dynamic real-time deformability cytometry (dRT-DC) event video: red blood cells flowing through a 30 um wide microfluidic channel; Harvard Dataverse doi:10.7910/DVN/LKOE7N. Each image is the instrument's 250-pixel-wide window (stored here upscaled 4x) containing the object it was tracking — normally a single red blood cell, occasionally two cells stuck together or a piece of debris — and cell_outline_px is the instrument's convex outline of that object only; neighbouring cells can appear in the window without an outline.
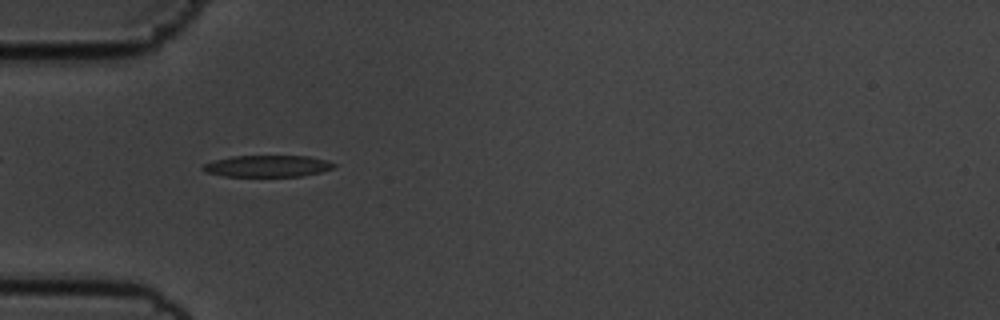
{"species": "common noctule bat (a hibernating species)", "species_latin": "Nyctalus noctula", "temperature_condition": "cold", "stored_images_in_passage": 43, "camera_frame_rate_fps": 3000, "um_per_image_px": 0.085, "animal": {"sex": "male", "body_mass_g": 19.5, "forearm_length_mm": 54.6}, "frame": {"image": 1, "passage_image": 5, "time_ms": 1.333, "image_size_px": [1000, 320], "cell_outline_px": [[336, 164], [332, 168], [320, 172], [304, 176], [224, 176], [204, 172], [200, 168], [204, 164], [216, 160], [232, 156], [308, 156], [328, 160]], "centroid_in_image_um": [22.73, 14.12], "position_along_channel_um": 62.3, "area_um2": 16.47}}
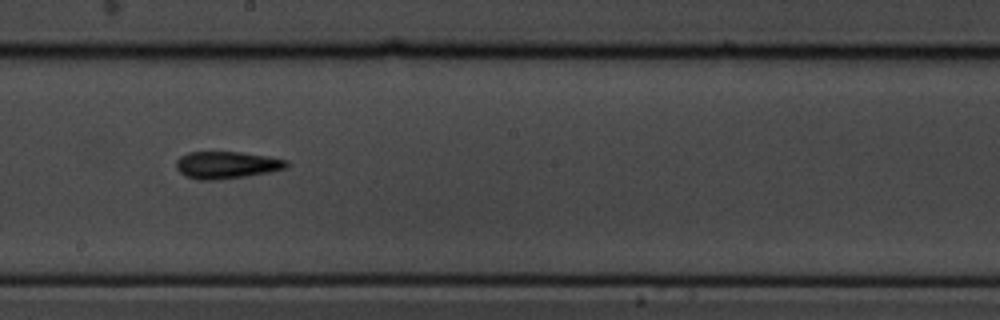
{"frame": {"image": 2, "passage_image": 19, "time_ms": 6.0, "image_size_px": [1000, 320], "cell_outline_px": [[292, 164], [288, 168], [268, 172], [244, 176], [216, 180], [196, 180], [184, 176], [176, 168], [176, 160], [180, 156], [188, 152], [240, 152], [268, 156], [288, 160]], "centroid_in_image_um": [19.27, 14.02], "position_along_channel_um": 228.9, "area_um2": 17.69}}
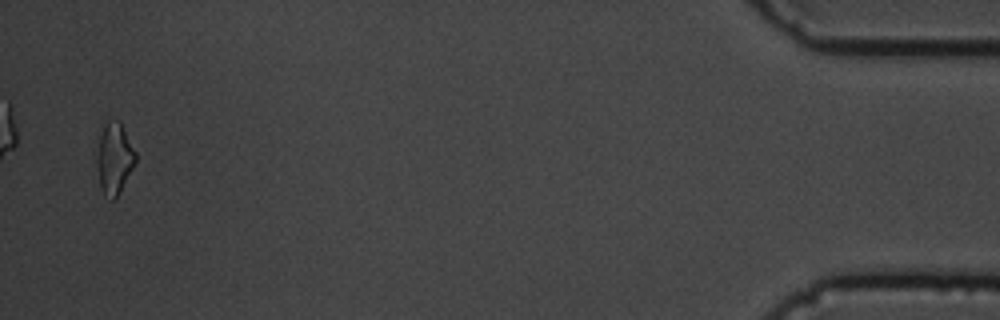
{"frame": {"image": 3, "passage_image": 42, "time_ms": 13.667, "image_size_px": [1000, 320], "cell_outline_px": [[136, 160], [120, 192], [112, 200], [104, 196], [100, 188], [96, 160], [96, 156], [100, 124], [108, 120], [120, 120], [136, 152]], "centroid_in_image_um": [9.68, 13.4], "position_along_channel_um": 425.5, "area_um2": 16.47}, "authors_computed_cell_mechanics": {"area_um2": 16.473, "velocity_mm_per_s": 3.623, "shape_relaxation_time_tau1_ms": 3.5731, "shape_relaxation_time_tau2_ms": 2.2685, "deformation_change_tau1": 0.1466, "deformation_change_tau2": 0.1307}}